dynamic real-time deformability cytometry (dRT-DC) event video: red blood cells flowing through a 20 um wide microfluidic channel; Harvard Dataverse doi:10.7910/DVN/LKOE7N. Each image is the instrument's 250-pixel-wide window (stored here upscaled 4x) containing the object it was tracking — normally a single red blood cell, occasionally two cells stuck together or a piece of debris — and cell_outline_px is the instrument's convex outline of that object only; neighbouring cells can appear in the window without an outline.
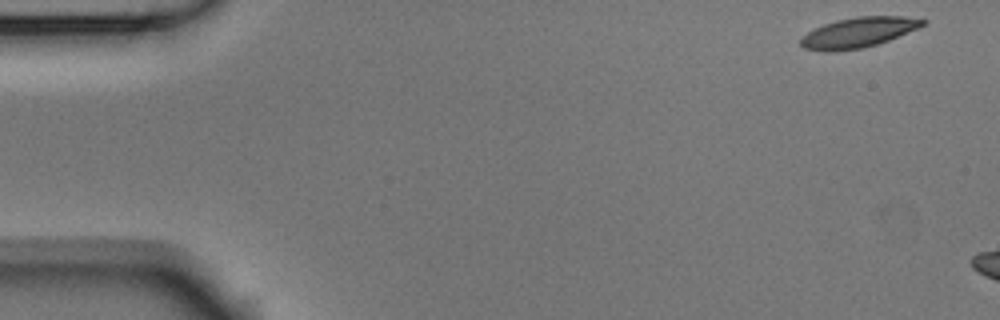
{"species": "Egyptian fruit bat (a non-hibernating species)", "species_latin": "Rousettus aegyptiacus", "temperature_condition": "room temperature", "stored_images_in_passage": 2, "camera_frame_rate_fps": 3000, "um_per_image_px": 0.085, "animal": {"sex": "male"}, "frame": {"image": 1, "passage_image": 1, "time_ms": 0.0, "image_size_px": [1000, 320], "cell_outline_px": [[928, 20], [920, 28], [888, 40], [876, 44], [860, 48], [832, 52], [828, 52], [804, 48], [800, 44], [800, 40], [808, 32], [824, 24], [836, 20], [856, 16], [904, 16]], "centroid_in_image_um": [72.99, 2.75], "position_along_channel_um": 12.0, "area_um2": 21.33}}